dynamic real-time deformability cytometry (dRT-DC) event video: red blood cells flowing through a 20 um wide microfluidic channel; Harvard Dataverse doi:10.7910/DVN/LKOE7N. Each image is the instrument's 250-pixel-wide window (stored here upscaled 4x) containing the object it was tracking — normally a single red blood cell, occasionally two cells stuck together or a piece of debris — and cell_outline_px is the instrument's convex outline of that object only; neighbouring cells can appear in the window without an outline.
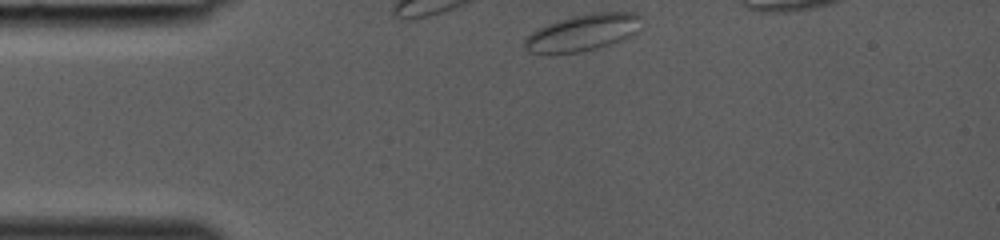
{"species": "common noctule bat (a hibernating species)", "species_latin": "Nyctalus noctula", "temperature_condition": "room temperature", "stored_images_in_passage": 31, "segment_of_instrument_passage": [1, 2], "camera_frame_rate_fps": 3000, "um_per_image_px": 0.085, "animal": {"sex": "female", "body_mass_g": 19.0, "forearm_length_mm": 53.3}, "frame": {"image": 1, "passage_image": 1, "time_ms": 0.0, "image_size_px": [1000, 240], "cell_outline_px": [[644, 16], [640, 32], [624, 40], [596, 48], [580, 52], [552, 56], [548, 56], [528, 52], [520, 44], [536, 28], [572, 16], [596, 12], [636, 12]], "centroid_in_image_um": [49.55, 2.8], "position_along_channel_um": 35.4, "area_um2": 26.07}}
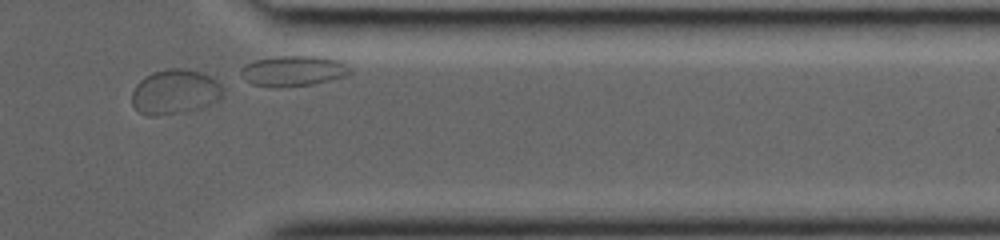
{"frame": {"image": 2, "passage_image": 26, "time_ms": 8.333, "image_size_px": [1000, 240], "cell_outline_px": [[224, 96], [220, 100], [200, 108], [180, 112], [156, 116], [148, 116], [140, 112], [132, 104], [132, 92], [136, 84], [144, 76], [152, 72], [168, 68], [184, 68], [200, 72], [216, 80], [224, 88]], "centroid_in_image_um": [14.88, 7.8], "position_along_channel_um": 396.5, "area_um2": 23.93}}